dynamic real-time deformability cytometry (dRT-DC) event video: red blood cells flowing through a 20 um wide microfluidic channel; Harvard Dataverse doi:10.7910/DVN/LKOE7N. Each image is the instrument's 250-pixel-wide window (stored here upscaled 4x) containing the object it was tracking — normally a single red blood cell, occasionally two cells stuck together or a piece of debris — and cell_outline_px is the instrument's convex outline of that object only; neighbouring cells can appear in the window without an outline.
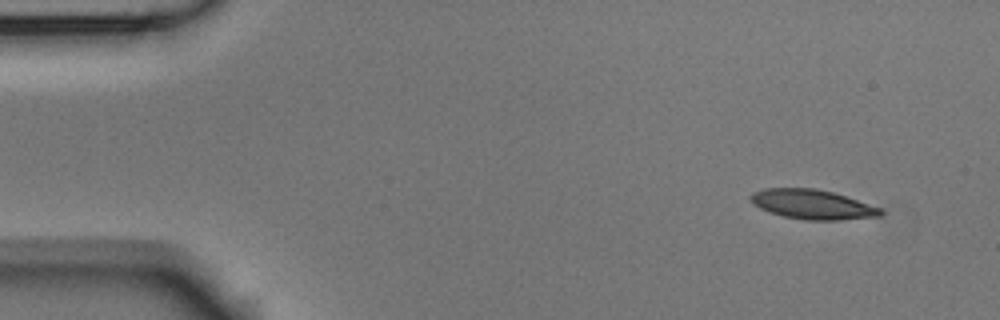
{"species": "Egyptian fruit bat (a non-hibernating species)", "species_latin": "Rousettus aegyptiacus", "temperature_condition": "room temperature", "stored_images_in_passage": 4, "camera_frame_rate_fps": 3000, "um_per_image_px": 0.085, "animal": {"sex": "male"}, "frame": {"image": 1, "passage_image": 1, "time_ms": 0.0, "image_size_px": [1000, 320], "cell_outline_px": [[884, 212], [880, 216], [840, 220], [808, 220], [784, 216], [768, 212], [752, 204], [748, 196], [752, 192], [764, 188], [816, 188], [832, 192], [880, 208]], "centroid_in_image_um": [68.99, 17.37], "position_along_channel_um": 16.0, "area_um2": 22.31}}
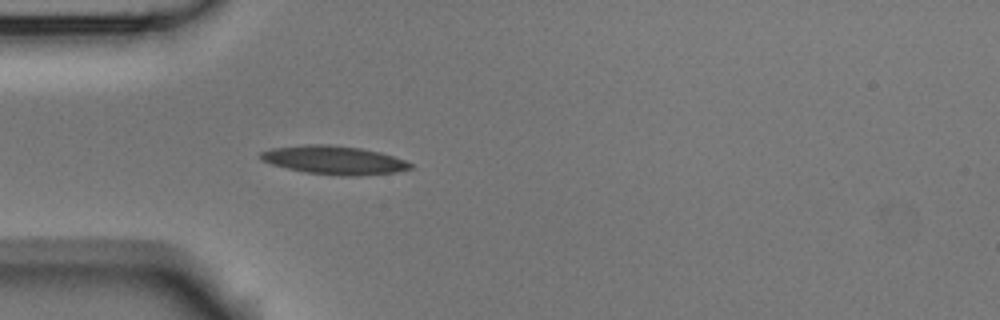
{"frame": {"image": 2, "passage_image": 4, "time_ms": 1.0, "image_size_px": [1000, 320], "cell_outline_px": [[412, 168], [396, 172], [360, 176], [340, 176], [308, 172], [288, 168], [272, 164], [260, 160], [260, 152], [272, 148], [308, 144], [328, 144], [360, 148], [380, 152], [404, 160], [412, 164]], "centroid_in_image_um": [28.4, 13.61], "position_along_channel_um": 56.6, "area_um2": 24.74}}